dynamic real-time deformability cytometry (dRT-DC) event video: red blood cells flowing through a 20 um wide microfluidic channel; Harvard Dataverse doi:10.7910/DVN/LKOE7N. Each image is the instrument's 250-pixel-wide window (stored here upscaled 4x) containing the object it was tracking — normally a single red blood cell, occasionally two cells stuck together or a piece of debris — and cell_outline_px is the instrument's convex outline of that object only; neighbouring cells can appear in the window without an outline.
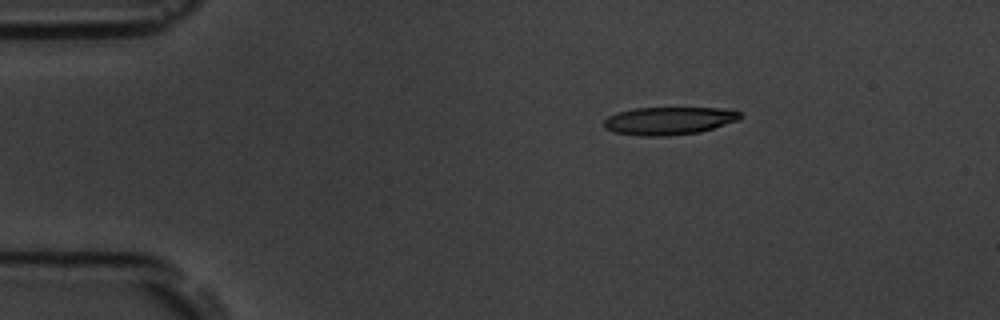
{"species": "common noctule bat (a hibernating species)", "species_latin": "Nyctalus noctula", "temperature_condition": "room temperature", "stored_images_in_passage": 46, "camera_frame_rate_fps": 3000, "um_per_image_px": 0.085, "animal": {"sex": "male", "body_mass_g": 19.5, "forearm_length_mm": 54.6}, "frame": {"image": 1, "passage_image": 1, "time_ms": 0.0, "image_size_px": [1000, 320], "cell_outline_px": [[744, 116], [740, 120], [700, 132], [664, 136], [640, 136], [612, 132], [604, 128], [604, 120], [608, 116], [616, 112], [636, 108], [720, 108], [740, 112]], "centroid_in_image_um": [56.85, 10.27], "position_along_channel_um": 28.2, "area_um2": 22.25}}
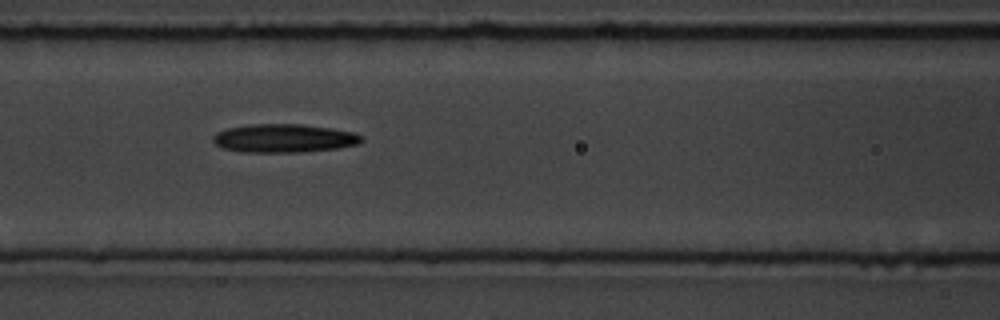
{"frame": {"image": 2, "passage_image": 15, "time_ms": 4.667, "image_size_px": [1000, 320], "cell_outline_px": [[364, 140], [356, 144], [336, 148], [304, 152], [240, 152], [224, 148], [216, 144], [212, 140], [212, 136], [216, 132], [228, 128], [252, 124], [300, 124], [332, 128], [356, 132], [364, 136]], "centroid_in_image_um": [24.16, 11.75], "position_along_channel_um": 142.4, "area_um2": 24.74}}
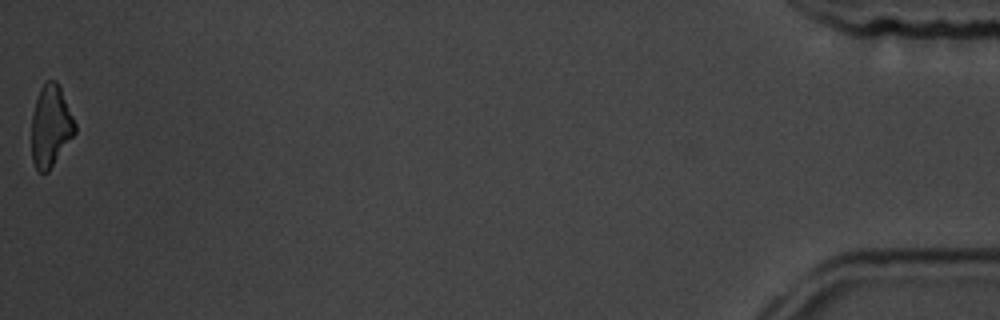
{"frame": {"image": 3, "passage_image": 46, "time_ms": 15.0, "image_size_px": [1000, 320], "cell_outline_px": [[76, 132], [48, 172], [40, 172], [36, 168], [32, 160], [32, 112], [40, 88], [44, 80], [56, 80], [60, 88], [76, 124]], "centroid_in_image_um": [4.3, 10.71], "position_along_channel_um": 430.9, "area_um2": 20.52}, "authors_computed_cell_mechanics": {"area_um2": 23.0333, "velocity_mm_per_s": 3.7492, "shape_relaxation_time_tau1_ms": 4.3618, "shape_relaxation_time_tau2_ms": null, "deformation_change_tau1": 0.1297, "deformation_change_tau2": null}}